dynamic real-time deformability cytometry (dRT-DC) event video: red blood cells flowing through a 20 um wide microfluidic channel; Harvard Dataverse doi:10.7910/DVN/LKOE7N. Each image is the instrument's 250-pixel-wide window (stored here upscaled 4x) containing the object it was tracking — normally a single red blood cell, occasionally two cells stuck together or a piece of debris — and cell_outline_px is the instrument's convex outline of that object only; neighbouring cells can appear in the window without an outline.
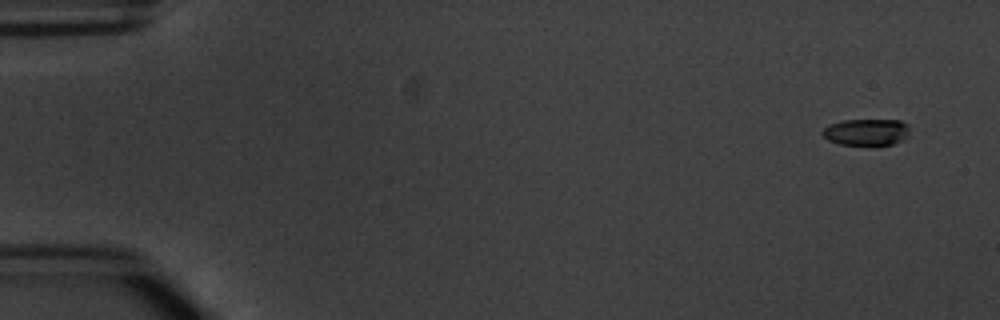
{"species": "common noctule bat (a hibernating species)", "species_latin": "Nyctalus noctula", "temperature_condition": "warm", "stored_images_in_passage": 6, "segment_of_instrument_passage": [1, 2], "camera_frame_rate_fps": 3000, "um_per_image_px": 0.085, "animal": {"sex": "male", "body_mass_g": 20.1, "forearm_length_mm": 53.5}, "frame": {"image": 1, "passage_image": 1, "time_ms": 0.0, "image_size_px": [1000, 320], "cell_outline_px": [[908, 132], [904, 140], [892, 144], [840, 144], [828, 140], [820, 132], [824, 128], [832, 124], [844, 120], [900, 120], [908, 124]], "centroid_in_image_um": [73.65, 11.21], "position_along_channel_um": 11.3, "area_um2": 13.29}}
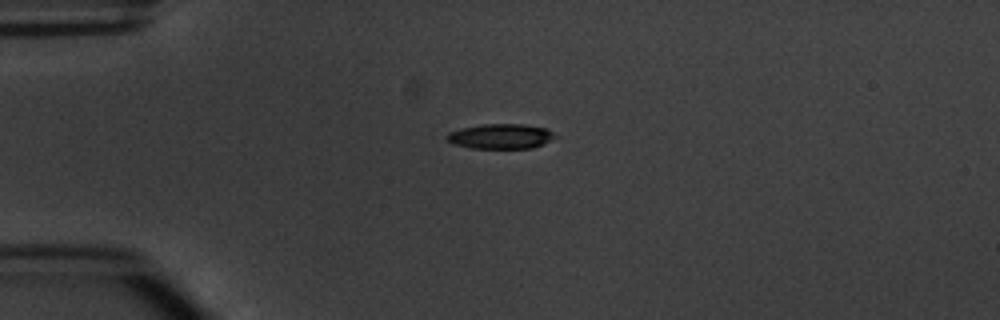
{"frame": {"image": 2, "passage_image": 4, "time_ms": 3.667, "image_size_px": [1000, 320], "cell_outline_px": [[560, 136], [544, 144], [532, 148], [472, 148], [452, 144], [444, 136], [448, 132], [460, 128], [484, 124], [524, 124], [548, 128]], "centroid_in_image_um": [42.6, 11.58], "position_along_channel_um": 42.4, "area_um2": 16.07}}